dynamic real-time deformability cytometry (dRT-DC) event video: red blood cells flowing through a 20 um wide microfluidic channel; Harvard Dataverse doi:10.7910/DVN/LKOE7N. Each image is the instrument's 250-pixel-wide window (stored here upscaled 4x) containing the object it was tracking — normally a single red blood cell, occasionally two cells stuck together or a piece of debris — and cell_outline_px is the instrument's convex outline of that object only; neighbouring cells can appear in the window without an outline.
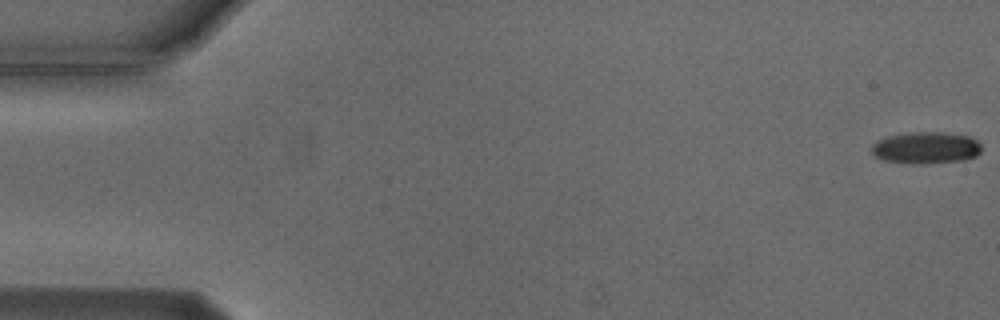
{"species": "Egyptian fruit bat (a non-hibernating species)", "species_latin": "Rousettus aegyptiacus", "temperature_condition": "cold", "stored_images_in_passage": 12, "camera_frame_rate_fps": 3000, "um_per_image_px": 0.085, "animal": {"sex": "male"}, "frame": {"image": 1, "passage_image": 1, "time_ms": 0.0, "image_size_px": [1000, 320], "cell_outline_px": [[980, 152], [976, 156], [964, 160], [920, 164], [912, 164], [884, 160], [876, 156], [872, 152], [872, 144], [888, 136], [908, 132], [944, 132], [968, 136], [976, 140], [980, 144]], "centroid_in_image_um": [78.71, 12.56], "position_along_channel_um": 6.3, "area_um2": 20.29}}